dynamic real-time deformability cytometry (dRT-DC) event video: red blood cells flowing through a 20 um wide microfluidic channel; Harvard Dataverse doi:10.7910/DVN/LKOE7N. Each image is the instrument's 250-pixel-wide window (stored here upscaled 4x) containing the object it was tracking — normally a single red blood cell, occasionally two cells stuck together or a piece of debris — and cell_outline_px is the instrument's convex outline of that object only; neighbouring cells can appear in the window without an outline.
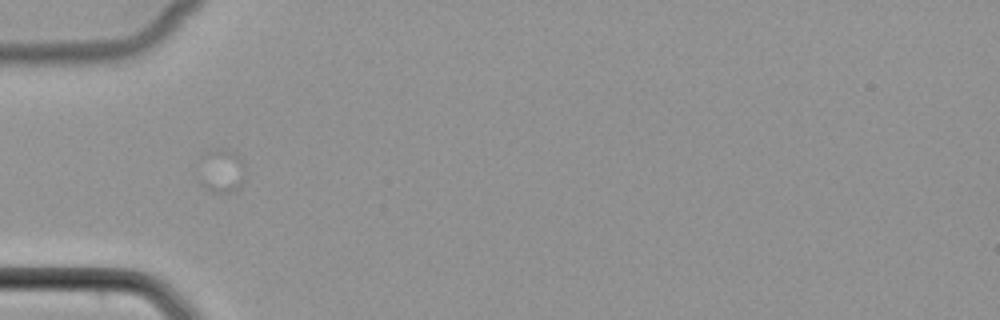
{"species": "common noctule bat (a hibernating species)", "species_latin": "Nyctalus noctula", "temperature_condition": "cold", "stored_images_in_passage": 1, "camera_frame_rate_fps": 3000, "um_per_image_px": 0.085, "animal": {"sex": "female", "body_mass_g": 22.7, "forearm_length_mm": 54.2}, "frame": {"image": 1, "passage_image": 1, "time_ms": 0.0, "image_size_px": [1000, 320], "cell_outline_px": [[244, 180], [240, 188], [228, 192], [212, 192], [200, 184], [196, 176], [196, 164], [204, 152], [216, 148], [224, 148], [236, 152], [244, 164]], "centroid_in_image_um": [18.74, 14.49], "position_along_channel_um": 66.3, "area_um2": 12.66}}